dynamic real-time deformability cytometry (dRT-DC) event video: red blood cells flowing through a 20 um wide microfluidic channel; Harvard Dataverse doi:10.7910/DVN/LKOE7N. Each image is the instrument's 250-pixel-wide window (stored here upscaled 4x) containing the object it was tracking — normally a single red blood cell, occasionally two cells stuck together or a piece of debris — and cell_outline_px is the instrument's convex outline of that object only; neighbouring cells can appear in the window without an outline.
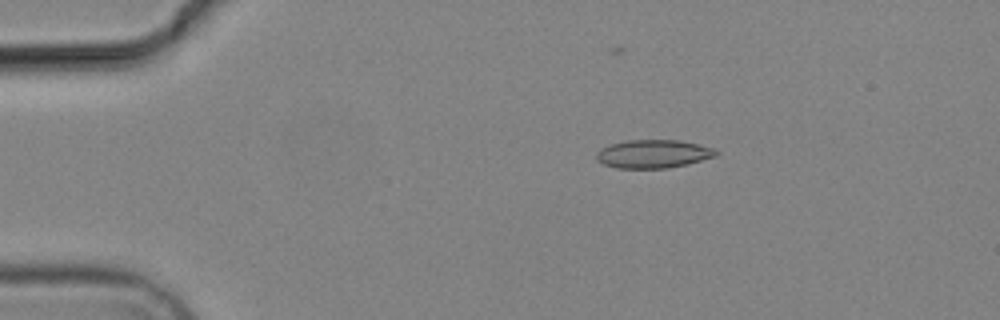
{"species": "common noctule bat (a hibernating species)", "species_latin": "Nyctalus noctula", "temperature_condition": "cold", "stored_images_in_passage": 5, "camera_frame_rate_fps": 3000, "um_per_image_px": 0.085, "animal": {"sex": "male", "body_mass_g": 19.2, "forearm_length_mm": 51.8}, "frame": {"image": 1, "passage_image": 3, "time_ms": 2.667, "image_size_px": [1000, 320], "cell_outline_px": [[720, 152], [716, 156], [688, 164], [668, 168], [616, 168], [604, 164], [596, 160], [596, 152], [600, 148], [612, 144], [628, 140], [680, 140], [712, 148]], "centroid_in_image_um": [55.51, 13.08], "position_along_channel_um": 29.5, "area_um2": 19.71}}